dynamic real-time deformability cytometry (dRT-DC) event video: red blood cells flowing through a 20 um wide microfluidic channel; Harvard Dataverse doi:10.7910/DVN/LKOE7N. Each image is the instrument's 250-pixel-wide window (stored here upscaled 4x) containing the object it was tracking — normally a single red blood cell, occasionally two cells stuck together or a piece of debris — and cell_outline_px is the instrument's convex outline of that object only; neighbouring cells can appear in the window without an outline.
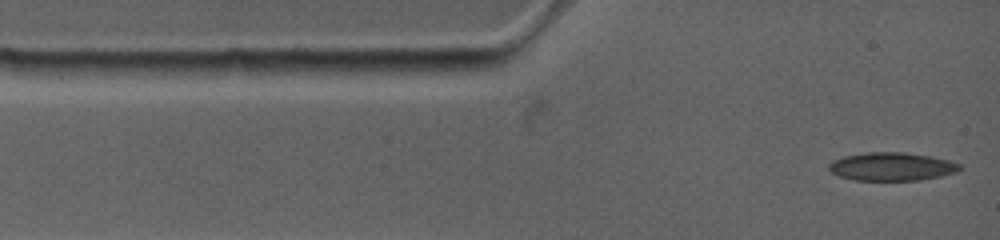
{"species": "common noctule bat (a hibernating species)", "species_latin": "Nyctalus noctula", "temperature_condition": "warm", "stored_images_in_passage": 36, "camera_frame_rate_fps": 4500, "um_per_image_px": 0.085, "animal": {"sex": "female", "body_mass_g": 19.0, "forearm_length_mm": 53.3}, "frame": {"image": 1, "passage_image": 1, "time_ms": 0.0, "image_size_px": [1000, 240], "cell_outline_px": [[964, 168], [956, 172], [940, 176], [920, 180], [856, 180], [840, 176], [832, 172], [828, 168], [828, 164], [832, 160], [844, 156], [864, 152], [904, 152], [932, 156], [948, 160], [960, 164]], "centroid_in_image_um": [75.81, 14.15], "position_along_channel_um": 9.2, "area_um2": 21.62}}
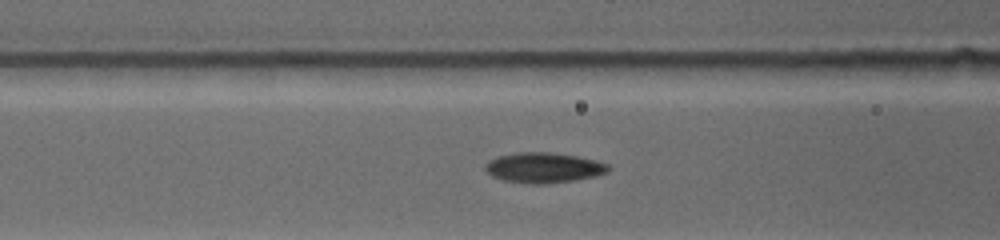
{"frame": {"image": 2, "passage_image": 21, "time_ms": 3.778, "image_size_px": [1000, 240], "cell_outline_px": [[608, 172], [596, 176], [576, 180], [548, 184], [524, 184], [500, 180], [492, 176], [484, 168], [492, 160], [500, 156], [524, 152], [544, 152], [572, 156], [592, 160], [608, 164]], "centroid_in_image_um": [46.2, 14.29], "position_along_channel_um": 120.4, "area_um2": 21.33}}
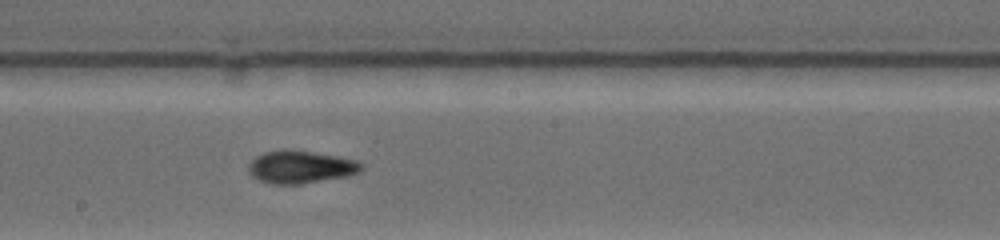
{"frame": {"image": 3, "passage_image": 36, "time_ms": 6.444, "image_size_px": [1000, 240], "cell_outline_px": [[364, 168], [360, 172], [348, 176], [300, 184], [268, 184], [252, 176], [248, 172], [248, 168], [252, 160], [268, 152], [308, 152], [332, 156], [352, 160], [360, 164]], "centroid_in_image_um": [25.55, 14.26], "position_along_channel_um": 222.6, "area_um2": 20.4}}